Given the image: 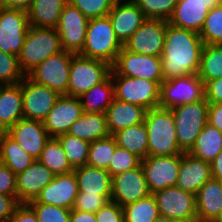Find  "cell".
Wrapping results in <instances>:
<instances>
[{
  "mask_svg": "<svg viewBox=\"0 0 222 222\" xmlns=\"http://www.w3.org/2000/svg\"><path fill=\"white\" fill-rule=\"evenodd\" d=\"M203 47L199 33L168 23L161 56L163 81L197 74Z\"/></svg>",
  "mask_w": 222,
  "mask_h": 222,
  "instance_id": "cell-1",
  "label": "cell"
},
{
  "mask_svg": "<svg viewBox=\"0 0 222 222\" xmlns=\"http://www.w3.org/2000/svg\"><path fill=\"white\" fill-rule=\"evenodd\" d=\"M144 124L148 134V156L182 154L171 109L156 107L147 110Z\"/></svg>",
  "mask_w": 222,
  "mask_h": 222,
  "instance_id": "cell-2",
  "label": "cell"
},
{
  "mask_svg": "<svg viewBox=\"0 0 222 222\" xmlns=\"http://www.w3.org/2000/svg\"><path fill=\"white\" fill-rule=\"evenodd\" d=\"M122 48L108 15L89 19L83 50L79 55L102 60L112 66Z\"/></svg>",
  "mask_w": 222,
  "mask_h": 222,
  "instance_id": "cell-3",
  "label": "cell"
},
{
  "mask_svg": "<svg viewBox=\"0 0 222 222\" xmlns=\"http://www.w3.org/2000/svg\"><path fill=\"white\" fill-rule=\"evenodd\" d=\"M63 51L56 28L29 27L18 56L21 70L27 75L49 56Z\"/></svg>",
  "mask_w": 222,
  "mask_h": 222,
  "instance_id": "cell-4",
  "label": "cell"
},
{
  "mask_svg": "<svg viewBox=\"0 0 222 222\" xmlns=\"http://www.w3.org/2000/svg\"><path fill=\"white\" fill-rule=\"evenodd\" d=\"M208 102L200 100L171 109L177 132V142L183 153H188L204 126L208 123Z\"/></svg>",
  "mask_w": 222,
  "mask_h": 222,
  "instance_id": "cell-5",
  "label": "cell"
},
{
  "mask_svg": "<svg viewBox=\"0 0 222 222\" xmlns=\"http://www.w3.org/2000/svg\"><path fill=\"white\" fill-rule=\"evenodd\" d=\"M110 74L115 81V99L142 106L147 110L159 107L162 82L119 75L112 68Z\"/></svg>",
  "mask_w": 222,
  "mask_h": 222,
  "instance_id": "cell-6",
  "label": "cell"
},
{
  "mask_svg": "<svg viewBox=\"0 0 222 222\" xmlns=\"http://www.w3.org/2000/svg\"><path fill=\"white\" fill-rule=\"evenodd\" d=\"M111 71L107 62L73 55L66 96L80 97L92 87L101 83Z\"/></svg>",
  "mask_w": 222,
  "mask_h": 222,
  "instance_id": "cell-7",
  "label": "cell"
},
{
  "mask_svg": "<svg viewBox=\"0 0 222 222\" xmlns=\"http://www.w3.org/2000/svg\"><path fill=\"white\" fill-rule=\"evenodd\" d=\"M200 100H205V83L197 74L171 78L160 84L161 108L172 109Z\"/></svg>",
  "mask_w": 222,
  "mask_h": 222,
  "instance_id": "cell-8",
  "label": "cell"
},
{
  "mask_svg": "<svg viewBox=\"0 0 222 222\" xmlns=\"http://www.w3.org/2000/svg\"><path fill=\"white\" fill-rule=\"evenodd\" d=\"M74 54L61 51L38 64L27 76L37 84L49 87L60 95L67 93L70 64Z\"/></svg>",
  "mask_w": 222,
  "mask_h": 222,
  "instance_id": "cell-9",
  "label": "cell"
},
{
  "mask_svg": "<svg viewBox=\"0 0 222 222\" xmlns=\"http://www.w3.org/2000/svg\"><path fill=\"white\" fill-rule=\"evenodd\" d=\"M153 196L160 216L179 222H197L195 194L172 186L154 192Z\"/></svg>",
  "mask_w": 222,
  "mask_h": 222,
  "instance_id": "cell-10",
  "label": "cell"
},
{
  "mask_svg": "<svg viewBox=\"0 0 222 222\" xmlns=\"http://www.w3.org/2000/svg\"><path fill=\"white\" fill-rule=\"evenodd\" d=\"M29 27L27 11L0 6V50L19 56Z\"/></svg>",
  "mask_w": 222,
  "mask_h": 222,
  "instance_id": "cell-11",
  "label": "cell"
},
{
  "mask_svg": "<svg viewBox=\"0 0 222 222\" xmlns=\"http://www.w3.org/2000/svg\"><path fill=\"white\" fill-rule=\"evenodd\" d=\"M111 68L119 75L163 82L161 57L134 53L124 46Z\"/></svg>",
  "mask_w": 222,
  "mask_h": 222,
  "instance_id": "cell-12",
  "label": "cell"
},
{
  "mask_svg": "<svg viewBox=\"0 0 222 222\" xmlns=\"http://www.w3.org/2000/svg\"><path fill=\"white\" fill-rule=\"evenodd\" d=\"M88 21L77 7L69 2L65 4L56 27L64 51L74 55L82 52Z\"/></svg>",
  "mask_w": 222,
  "mask_h": 222,
  "instance_id": "cell-13",
  "label": "cell"
},
{
  "mask_svg": "<svg viewBox=\"0 0 222 222\" xmlns=\"http://www.w3.org/2000/svg\"><path fill=\"white\" fill-rule=\"evenodd\" d=\"M182 154L173 156H147L141 160L145 179L151 194L176 186Z\"/></svg>",
  "mask_w": 222,
  "mask_h": 222,
  "instance_id": "cell-14",
  "label": "cell"
},
{
  "mask_svg": "<svg viewBox=\"0 0 222 222\" xmlns=\"http://www.w3.org/2000/svg\"><path fill=\"white\" fill-rule=\"evenodd\" d=\"M23 95V118L44 121L61 96L57 91L32 81L27 75L20 82Z\"/></svg>",
  "mask_w": 222,
  "mask_h": 222,
  "instance_id": "cell-15",
  "label": "cell"
},
{
  "mask_svg": "<svg viewBox=\"0 0 222 222\" xmlns=\"http://www.w3.org/2000/svg\"><path fill=\"white\" fill-rule=\"evenodd\" d=\"M167 24L168 21L163 19H146L124 47L134 53L161 57Z\"/></svg>",
  "mask_w": 222,
  "mask_h": 222,
  "instance_id": "cell-16",
  "label": "cell"
},
{
  "mask_svg": "<svg viewBox=\"0 0 222 222\" xmlns=\"http://www.w3.org/2000/svg\"><path fill=\"white\" fill-rule=\"evenodd\" d=\"M111 185V200L122 207L146 198L151 194L141 164L132 170L113 176Z\"/></svg>",
  "mask_w": 222,
  "mask_h": 222,
  "instance_id": "cell-17",
  "label": "cell"
},
{
  "mask_svg": "<svg viewBox=\"0 0 222 222\" xmlns=\"http://www.w3.org/2000/svg\"><path fill=\"white\" fill-rule=\"evenodd\" d=\"M221 3L222 0H178L168 23L200 33L209 10Z\"/></svg>",
  "mask_w": 222,
  "mask_h": 222,
  "instance_id": "cell-18",
  "label": "cell"
},
{
  "mask_svg": "<svg viewBox=\"0 0 222 222\" xmlns=\"http://www.w3.org/2000/svg\"><path fill=\"white\" fill-rule=\"evenodd\" d=\"M35 160L41 156L47 141L51 138L42 121L22 118L5 132Z\"/></svg>",
  "mask_w": 222,
  "mask_h": 222,
  "instance_id": "cell-19",
  "label": "cell"
},
{
  "mask_svg": "<svg viewBox=\"0 0 222 222\" xmlns=\"http://www.w3.org/2000/svg\"><path fill=\"white\" fill-rule=\"evenodd\" d=\"M83 113L79 97L61 95L43 121L50 137L66 134Z\"/></svg>",
  "mask_w": 222,
  "mask_h": 222,
  "instance_id": "cell-20",
  "label": "cell"
},
{
  "mask_svg": "<svg viewBox=\"0 0 222 222\" xmlns=\"http://www.w3.org/2000/svg\"><path fill=\"white\" fill-rule=\"evenodd\" d=\"M78 192L77 178L72 171L55 175L53 180L41 190L36 200L29 203L51 204L72 210Z\"/></svg>",
  "mask_w": 222,
  "mask_h": 222,
  "instance_id": "cell-21",
  "label": "cell"
},
{
  "mask_svg": "<svg viewBox=\"0 0 222 222\" xmlns=\"http://www.w3.org/2000/svg\"><path fill=\"white\" fill-rule=\"evenodd\" d=\"M117 0L108 14L116 37L124 46L131 35L147 19L143 11L133 2V0Z\"/></svg>",
  "mask_w": 222,
  "mask_h": 222,
  "instance_id": "cell-22",
  "label": "cell"
},
{
  "mask_svg": "<svg viewBox=\"0 0 222 222\" xmlns=\"http://www.w3.org/2000/svg\"><path fill=\"white\" fill-rule=\"evenodd\" d=\"M54 174L39 160H35L24 172L16 175V192L19 203H29L54 178Z\"/></svg>",
  "mask_w": 222,
  "mask_h": 222,
  "instance_id": "cell-23",
  "label": "cell"
},
{
  "mask_svg": "<svg viewBox=\"0 0 222 222\" xmlns=\"http://www.w3.org/2000/svg\"><path fill=\"white\" fill-rule=\"evenodd\" d=\"M212 178L210 162L182 153L176 186L184 191L197 194L199 189Z\"/></svg>",
  "mask_w": 222,
  "mask_h": 222,
  "instance_id": "cell-24",
  "label": "cell"
},
{
  "mask_svg": "<svg viewBox=\"0 0 222 222\" xmlns=\"http://www.w3.org/2000/svg\"><path fill=\"white\" fill-rule=\"evenodd\" d=\"M222 215V181L209 179L196 194L197 222H217Z\"/></svg>",
  "mask_w": 222,
  "mask_h": 222,
  "instance_id": "cell-25",
  "label": "cell"
},
{
  "mask_svg": "<svg viewBox=\"0 0 222 222\" xmlns=\"http://www.w3.org/2000/svg\"><path fill=\"white\" fill-rule=\"evenodd\" d=\"M146 112L147 109L142 106L114 99L105 113L110 135H114L116 132L130 126L143 123Z\"/></svg>",
  "mask_w": 222,
  "mask_h": 222,
  "instance_id": "cell-26",
  "label": "cell"
},
{
  "mask_svg": "<svg viewBox=\"0 0 222 222\" xmlns=\"http://www.w3.org/2000/svg\"><path fill=\"white\" fill-rule=\"evenodd\" d=\"M73 171L77 178L78 194L112 195V177L107 170L84 165Z\"/></svg>",
  "mask_w": 222,
  "mask_h": 222,
  "instance_id": "cell-27",
  "label": "cell"
},
{
  "mask_svg": "<svg viewBox=\"0 0 222 222\" xmlns=\"http://www.w3.org/2000/svg\"><path fill=\"white\" fill-rule=\"evenodd\" d=\"M23 118V95L20 83L4 85L0 90V126L6 132Z\"/></svg>",
  "mask_w": 222,
  "mask_h": 222,
  "instance_id": "cell-28",
  "label": "cell"
},
{
  "mask_svg": "<svg viewBox=\"0 0 222 222\" xmlns=\"http://www.w3.org/2000/svg\"><path fill=\"white\" fill-rule=\"evenodd\" d=\"M67 134L89 143L110 136L105 113H86L75 121Z\"/></svg>",
  "mask_w": 222,
  "mask_h": 222,
  "instance_id": "cell-29",
  "label": "cell"
},
{
  "mask_svg": "<svg viewBox=\"0 0 222 222\" xmlns=\"http://www.w3.org/2000/svg\"><path fill=\"white\" fill-rule=\"evenodd\" d=\"M68 0H34L27 10L29 26L56 28Z\"/></svg>",
  "mask_w": 222,
  "mask_h": 222,
  "instance_id": "cell-30",
  "label": "cell"
},
{
  "mask_svg": "<svg viewBox=\"0 0 222 222\" xmlns=\"http://www.w3.org/2000/svg\"><path fill=\"white\" fill-rule=\"evenodd\" d=\"M81 107L86 113H106L115 99L114 84L109 74L101 83L92 87L80 97Z\"/></svg>",
  "mask_w": 222,
  "mask_h": 222,
  "instance_id": "cell-31",
  "label": "cell"
},
{
  "mask_svg": "<svg viewBox=\"0 0 222 222\" xmlns=\"http://www.w3.org/2000/svg\"><path fill=\"white\" fill-rule=\"evenodd\" d=\"M221 151L222 132L207 123L188 153L203 161L211 162Z\"/></svg>",
  "mask_w": 222,
  "mask_h": 222,
  "instance_id": "cell-32",
  "label": "cell"
},
{
  "mask_svg": "<svg viewBox=\"0 0 222 222\" xmlns=\"http://www.w3.org/2000/svg\"><path fill=\"white\" fill-rule=\"evenodd\" d=\"M0 161L18 175L24 172L35 159L4 133L0 138Z\"/></svg>",
  "mask_w": 222,
  "mask_h": 222,
  "instance_id": "cell-33",
  "label": "cell"
},
{
  "mask_svg": "<svg viewBox=\"0 0 222 222\" xmlns=\"http://www.w3.org/2000/svg\"><path fill=\"white\" fill-rule=\"evenodd\" d=\"M113 136L119 147L135 154L141 160L148 156V134L144 122L122 129Z\"/></svg>",
  "mask_w": 222,
  "mask_h": 222,
  "instance_id": "cell-34",
  "label": "cell"
},
{
  "mask_svg": "<svg viewBox=\"0 0 222 222\" xmlns=\"http://www.w3.org/2000/svg\"><path fill=\"white\" fill-rule=\"evenodd\" d=\"M38 160L54 175L67 174L74 170L68 161L60 141L55 137H51L47 141Z\"/></svg>",
  "mask_w": 222,
  "mask_h": 222,
  "instance_id": "cell-35",
  "label": "cell"
},
{
  "mask_svg": "<svg viewBox=\"0 0 222 222\" xmlns=\"http://www.w3.org/2000/svg\"><path fill=\"white\" fill-rule=\"evenodd\" d=\"M197 75L204 83L222 78V44H204Z\"/></svg>",
  "mask_w": 222,
  "mask_h": 222,
  "instance_id": "cell-36",
  "label": "cell"
},
{
  "mask_svg": "<svg viewBox=\"0 0 222 222\" xmlns=\"http://www.w3.org/2000/svg\"><path fill=\"white\" fill-rule=\"evenodd\" d=\"M124 222H154L160 215L153 194L123 206Z\"/></svg>",
  "mask_w": 222,
  "mask_h": 222,
  "instance_id": "cell-37",
  "label": "cell"
},
{
  "mask_svg": "<svg viewBox=\"0 0 222 222\" xmlns=\"http://www.w3.org/2000/svg\"><path fill=\"white\" fill-rule=\"evenodd\" d=\"M116 146L117 142L113 135L93 141L89 147L86 165L107 170Z\"/></svg>",
  "mask_w": 222,
  "mask_h": 222,
  "instance_id": "cell-38",
  "label": "cell"
},
{
  "mask_svg": "<svg viewBox=\"0 0 222 222\" xmlns=\"http://www.w3.org/2000/svg\"><path fill=\"white\" fill-rule=\"evenodd\" d=\"M60 141L68 161L73 169L87 164L89 153V142L69 134H62L57 137Z\"/></svg>",
  "mask_w": 222,
  "mask_h": 222,
  "instance_id": "cell-39",
  "label": "cell"
},
{
  "mask_svg": "<svg viewBox=\"0 0 222 222\" xmlns=\"http://www.w3.org/2000/svg\"><path fill=\"white\" fill-rule=\"evenodd\" d=\"M199 35L204 44H222V3L209 10Z\"/></svg>",
  "mask_w": 222,
  "mask_h": 222,
  "instance_id": "cell-40",
  "label": "cell"
},
{
  "mask_svg": "<svg viewBox=\"0 0 222 222\" xmlns=\"http://www.w3.org/2000/svg\"><path fill=\"white\" fill-rule=\"evenodd\" d=\"M147 19L167 20L171 17L178 0H133Z\"/></svg>",
  "mask_w": 222,
  "mask_h": 222,
  "instance_id": "cell-41",
  "label": "cell"
},
{
  "mask_svg": "<svg viewBox=\"0 0 222 222\" xmlns=\"http://www.w3.org/2000/svg\"><path fill=\"white\" fill-rule=\"evenodd\" d=\"M25 73L21 70L18 56L0 50V82L4 85L19 84Z\"/></svg>",
  "mask_w": 222,
  "mask_h": 222,
  "instance_id": "cell-42",
  "label": "cell"
},
{
  "mask_svg": "<svg viewBox=\"0 0 222 222\" xmlns=\"http://www.w3.org/2000/svg\"><path fill=\"white\" fill-rule=\"evenodd\" d=\"M140 164L141 159L139 157L117 145L107 171L110 173V176L113 177L125 171L132 170Z\"/></svg>",
  "mask_w": 222,
  "mask_h": 222,
  "instance_id": "cell-43",
  "label": "cell"
},
{
  "mask_svg": "<svg viewBox=\"0 0 222 222\" xmlns=\"http://www.w3.org/2000/svg\"><path fill=\"white\" fill-rule=\"evenodd\" d=\"M117 0H68L88 19L107 16Z\"/></svg>",
  "mask_w": 222,
  "mask_h": 222,
  "instance_id": "cell-44",
  "label": "cell"
},
{
  "mask_svg": "<svg viewBox=\"0 0 222 222\" xmlns=\"http://www.w3.org/2000/svg\"><path fill=\"white\" fill-rule=\"evenodd\" d=\"M39 222H70L71 210L51 204L28 203Z\"/></svg>",
  "mask_w": 222,
  "mask_h": 222,
  "instance_id": "cell-45",
  "label": "cell"
},
{
  "mask_svg": "<svg viewBox=\"0 0 222 222\" xmlns=\"http://www.w3.org/2000/svg\"><path fill=\"white\" fill-rule=\"evenodd\" d=\"M112 199V195L78 194L72 210L96 213Z\"/></svg>",
  "mask_w": 222,
  "mask_h": 222,
  "instance_id": "cell-46",
  "label": "cell"
},
{
  "mask_svg": "<svg viewBox=\"0 0 222 222\" xmlns=\"http://www.w3.org/2000/svg\"><path fill=\"white\" fill-rule=\"evenodd\" d=\"M96 222H124L123 207L110 200L96 213Z\"/></svg>",
  "mask_w": 222,
  "mask_h": 222,
  "instance_id": "cell-47",
  "label": "cell"
},
{
  "mask_svg": "<svg viewBox=\"0 0 222 222\" xmlns=\"http://www.w3.org/2000/svg\"><path fill=\"white\" fill-rule=\"evenodd\" d=\"M0 193L17 197L16 174L0 161Z\"/></svg>",
  "mask_w": 222,
  "mask_h": 222,
  "instance_id": "cell-48",
  "label": "cell"
},
{
  "mask_svg": "<svg viewBox=\"0 0 222 222\" xmlns=\"http://www.w3.org/2000/svg\"><path fill=\"white\" fill-rule=\"evenodd\" d=\"M19 204L17 197L0 193V222H8Z\"/></svg>",
  "mask_w": 222,
  "mask_h": 222,
  "instance_id": "cell-49",
  "label": "cell"
},
{
  "mask_svg": "<svg viewBox=\"0 0 222 222\" xmlns=\"http://www.w3.org/2000/svg\"><path fill=\"white\" fill-rule=\"evenodd\" d=\"M8 222H39L34 209L28 203H20Z\"/></svg>",
  "mask_w": 222,
  "mask_h": 222,
  "instance_id": "cell-50",
  "label": "cell"
},
{
  "mask_svg": "<svg viewBox=\"0 0 222 222\" xmlns=\"http://www.w3.org/2000/svg\"><path fill=\"white\" fill-rule=\"evenodd\" d=\"M205 99L208 103H222V78L205 83Z\"/></svg>",
  "mask_w": 222,
  "mask_h": 222,
  "instance_id": "cell-51",
  "label": "cell"
},
{
  "mask_svg": "<svg viewBox=\"0 0 222 222\" xmlns=\"http://www.w3.org/2000/svg\"><path fill=\"white\" fill-rule=\"evenodd\" d=\"M208 123L222 132V103L208 104Z\"/></svg>",
  "mask_w": 222,
  "mask_h": 222,
  "instance_id": "cell-52",
  "label": "cell"
},
{
  "mask_svg": "<svg viewBox=\"0 0 222 222\" xmlns=\"http://www.w3.org/2000/svg\"><path fill=\"white\" fill-rule=\"evenodd\" d=\"M34 0H0V6L27 11Z\"/></svg>",
  "mask_w": 222,
  "mask_h": 222,
  "instance_id": "cell-53",
  "label": "cell"
},
{
  "mask_svg": "<svg viewBox=\"0 0 222 222\" xmlns=\"http://www.w3.org/2000/svg\"><path fill=\"white\" fill-rule=\"evenodd\" d=\"M70 222H96L95 213L71 210Z\"/></svg>",
  "mask_w": 222,
  "mask_h": 222,
  "instance_id": "cell-54",
  "label": "cell"
},
{
  "mask_svg": "<svg viewBox=\"0 0 222 222\" xmlns=\"http://www.w3.org/2000/svg\"><path fill=\"white\" fill-rule=\"evenodd\" d=\"M212 178L222 181V151L210 162Z\"/></svg>",
  "mask_w": 222,
  "mask_h": 222,
  "instance_id": "cell-55",
  "label": "cell"
},
{
  "mask_svg": "<svg viewBox=\"0 0 222 222\" xmlns=\"http://www.w3.org/2000/svg\"><path fill=\"white\" fill-rule=\"evenodd\" d=\"M154 222H179V221L170 219L168 217L159 216Z\"/></svg>",
  "mask_w": 222,
  "mask_h": 222,
  "instance_id": "cell-56",
  "label": "cell"
},
{
  "mask_svg": "<svg viewBox=\"0 0 222 222\" xmlns=\"http://www.w3.org/2000/svg\"><path fill=\"white\" fill-rule=\"evenodd\" d=\"M5 133V131L1 128L0 126V138L2 137V135Z\"/></svg>",
  "mask_w": 222,
  "mask_h": 222,
  "instance_id": "cell-57",
  "label": "cell"
},
{
  "mask_svg": "<svg viewBox=\"0 0 222 222\" xmlns=\"http://www.w3.org/2000/svg\"><path fill=\"white\" fill-rule=\"evenodd\" d=\"M4 87V84L0 82V90Z\"/></svg>",
  "mask_w": 222,
  "mask_h": 222,
  "instance_id": "cell-58",
  "label": "cell"
},
{
  "mask_svg": "<svg viewBox=\"0 0 222 222\" xmlns=\"http://www.w3.org/2000/svg\"><path fill=\"white\" fill-rule=\"evenodd\" d=\"M217 222H222V215H221V217L217 220Z\"/></svg>",
  "mask_w": 222,
  "mask_h": 222,
  "instance_id": "cell-59",
  "label": "cell"
}]
</instances>
